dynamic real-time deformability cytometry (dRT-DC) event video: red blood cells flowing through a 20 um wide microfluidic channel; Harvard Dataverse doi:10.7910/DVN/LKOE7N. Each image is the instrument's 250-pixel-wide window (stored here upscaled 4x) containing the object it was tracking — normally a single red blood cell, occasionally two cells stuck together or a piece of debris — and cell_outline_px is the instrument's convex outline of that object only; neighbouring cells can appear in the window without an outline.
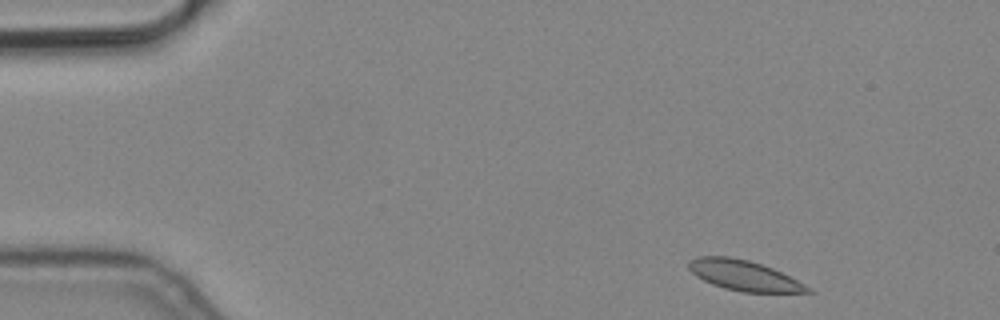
{"species": "common noctule bat (a hibernating species)", "species_latin": "Nyctalus noctula", "temperature_condition": "cold", "stored_images_in_passage": 4, "camera_frame_rate_fps": 3000, "um_per_image_px": 0.085, "animal": {"sex": "male", "body_mass_g": 19.2, "forearm_length_mm": 51.8}, "frame": {"image": 1, "passage_image": 1, "time_ms": 0.0, "image_size_px": [1000, 320], "cell_outline_px": [[816, 292], [744, 292], [724, 288], [712, 284], [696, 276], [688, 268], [688, 260], [696, 256], [728, 256], [748, 260], [772, 268], [812, 288]], "centroid_in_image_um": [63.2, 23.41], "position_along_channel_um": 21.8, "area_um2": 20.81}}
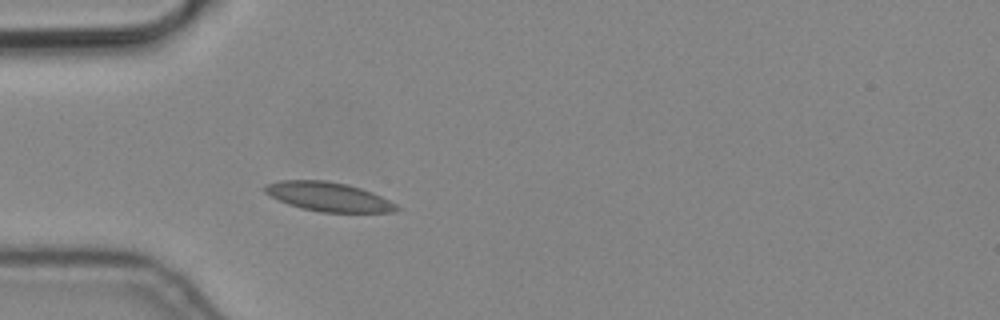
{"frame": {"image": 2, "passage_image": 4, "time_ms": 1.0, "image_size_px": [1000, 320], "cell_outline_px": [[400, 208], [396, 212], [320, 212], [300, 208], [288, 204], [264, 192], [264, 184], [280, 180], [324, 180], [348, 184], [372, 192], [396, 204]], "centroid_in_image_um": [27.91, 16.72], "position_along_channel_um": 57.1, "area_um2": 22.31}}